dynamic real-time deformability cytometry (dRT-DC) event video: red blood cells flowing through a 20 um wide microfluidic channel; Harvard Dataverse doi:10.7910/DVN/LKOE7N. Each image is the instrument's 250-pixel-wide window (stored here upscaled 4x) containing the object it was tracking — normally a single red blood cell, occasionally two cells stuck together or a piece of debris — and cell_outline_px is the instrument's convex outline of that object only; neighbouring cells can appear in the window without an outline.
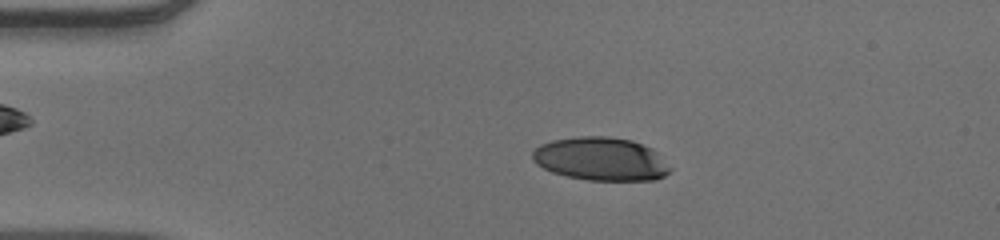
{"species": "human", "species_latin": "Homo sapiens", "temperature_condition": "warm", "stored_images_in_passage": 51, "camera_frame_rate_fps": 3000, "um_per_image_px": 0.085, "donor": {"sex": "male"}, "frame": {"image": 1, "passage_image": 10, "time_ms": 3.0, "image_size_px": [1000, 240], "cell_outline_px": [[672, 168], [664, 176], [656, 180], [588, 180], [564, 176], [552, 172], [536, 164], [532, 160], [532, 152], [540, 144], [552, 140], [580, 136], [608, 136], [632, 140], [652, 148]], "centroid_in_image_um": [51.06, 13.51], "position_along_channel_um": 33.9, "area_um2": 34.85}}
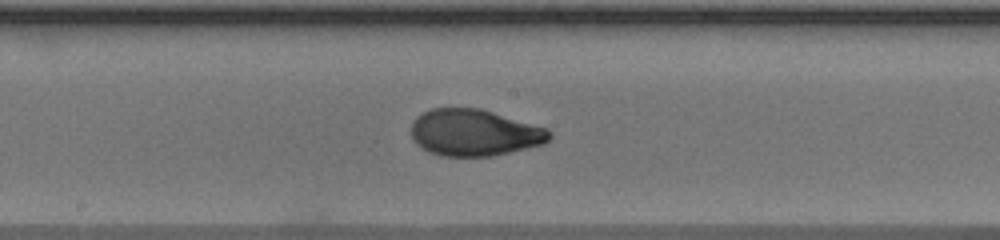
{"frame": {"image": 2, "passage_image": 27, "time_ms": 8.667, "image_size_px": [1000, 240], "cell_outline_px": [[552, 136], [544, 144], [492, 156], [440, 156], [428, 152], [420, 148], [412, 140], [412, 120], [416, 116], [432, 108], [480, 108], [548, 128]], "centroid_in_image_um": [40.3, 11.28], "position_along_channel_um": 207.9, "area_um2": 37.8}}
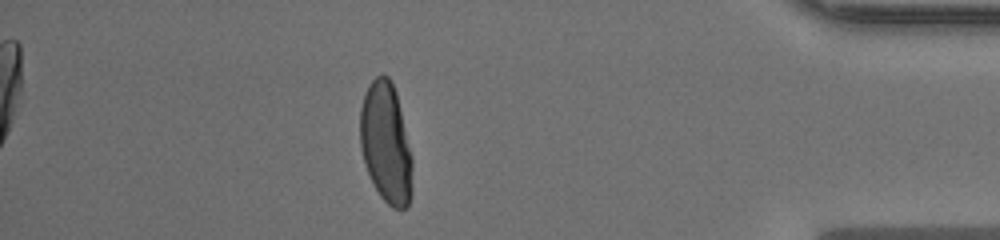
{"frame": {"image": 3, "passage_image": 45, "time_ms": 14.667, "image_size_px": [1000, 240], "cell_outline_px": [[412, 196], [408, 208], [392, 208], [380, 196], [364, 164], [360, 148], [360, 108], [364, 92], [368, 84], [376, 76], [388, 76], [396, 92], [412, 156]], "centroid_in_image_um": [32.8, 12.18], "position_along_channel_um": 402.4, "area_um2": 36.88}, "authors_computed_cell_mechanics": {"area_um2": 36.8764, "velocity_mm_per_s": 3.9272, "shape_relaxation_time_tau1_ms": 8.2089, "shape_relaxation_time_tau2_ms": null, "deformation_change_tau1": 0.3043, "deformation_change_tau2": null}}